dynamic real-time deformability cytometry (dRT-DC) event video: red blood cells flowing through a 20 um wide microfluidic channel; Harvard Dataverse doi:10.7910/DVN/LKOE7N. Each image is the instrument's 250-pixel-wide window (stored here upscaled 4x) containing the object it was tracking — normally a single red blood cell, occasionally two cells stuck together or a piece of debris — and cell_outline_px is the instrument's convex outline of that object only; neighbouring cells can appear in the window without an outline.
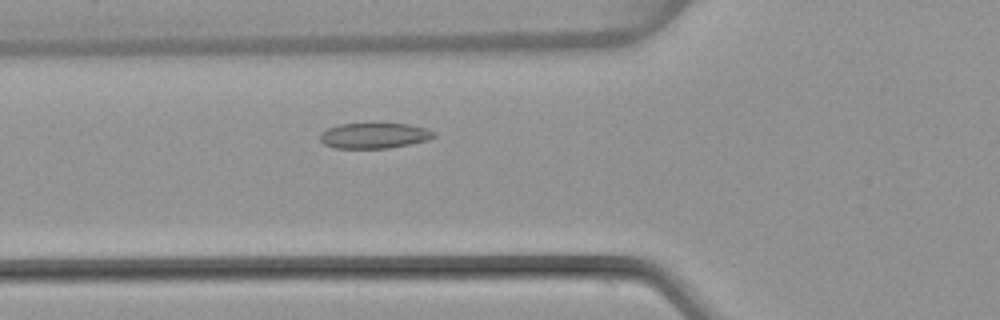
{"species": "common noctule bat (a hibernating species)", "species_latin": "Nyctalus noctula", "temperature_condition": "warm", "stored_images_in_passage": 46, "camera_frame_rate_fps": 3000, "um_per_image_px": 0.085, "animal": {"sex": "female", "body_mass_g": 22.7, "forearm_length_mm": 54.2}, "frame": {"image": 1, "passage_image": 14, "time_ms": 4.333, "image_size_px": [1000, 320], "cell_outline_px": [[436, 136], [428, 140], [388, 148], [336, 148], [324, 144], [320, 140], [320, 132], [328, 128], [340, 124], [408, 124], [424, 128], [436, 132]], "centroid_in_image_um": [31.8, 11.53], "position_along_channel_um": 94.0, "area_um2": 16.76}}
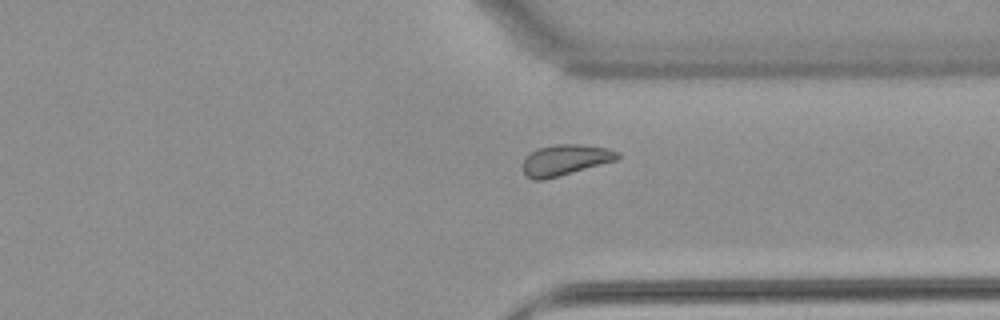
{"frame": {"image": 2, "passage_image": 34, "time_ms": 11.0, "image_size_px": [1000, 320], "cell_outline_px": [[620, 156], [616, 160], [560, 176], [544, 180], [532, 180], [524, 172], [524, 160], [536, 148], [556, 144], [580, 144], [608, 148], [620, 152]], "centroid_in_image_um": [48.07, 13.59], "position_along_channel_um": 363.3, "area_um2": 16.94}}
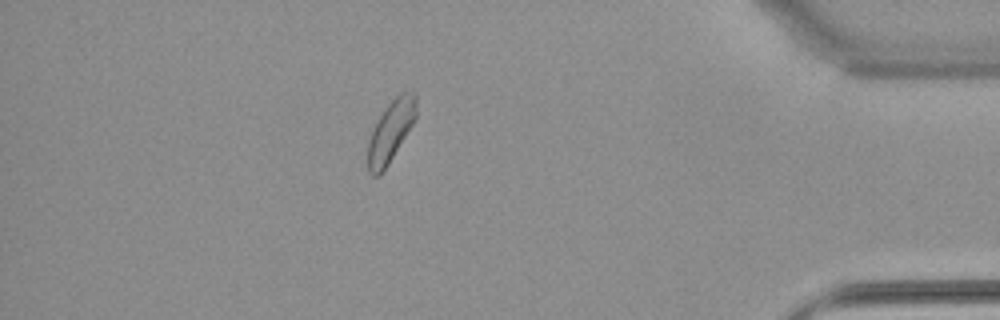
{"frame": {"image": 3, "passage_image": 40, "time_ms": 13.0, "image_size_px": [1000, 320], "cell_outline_px": [[416, 116], [412, 124], [388, 164], [380, 176], [372, 176], [368, 172], [368, 140], [384, 108], [400, 92], [416, 92]], "centroid_in_image_um": [33.2, 11.16], "position_along_channel_um": 402.0, "area_um2": 16.94}, "authors_computed_cell_mechanics": {"area_um2": 17.1088, "velocity_mm_per_s": 4.0388, "shape_relaxation_time_tau1_ms": 6.4753, "shape_relaxation_time_tau2_ms": 3.145, "deformation_change_tau1": 0.1162, "deformation_change_tau2": 0.0736}}